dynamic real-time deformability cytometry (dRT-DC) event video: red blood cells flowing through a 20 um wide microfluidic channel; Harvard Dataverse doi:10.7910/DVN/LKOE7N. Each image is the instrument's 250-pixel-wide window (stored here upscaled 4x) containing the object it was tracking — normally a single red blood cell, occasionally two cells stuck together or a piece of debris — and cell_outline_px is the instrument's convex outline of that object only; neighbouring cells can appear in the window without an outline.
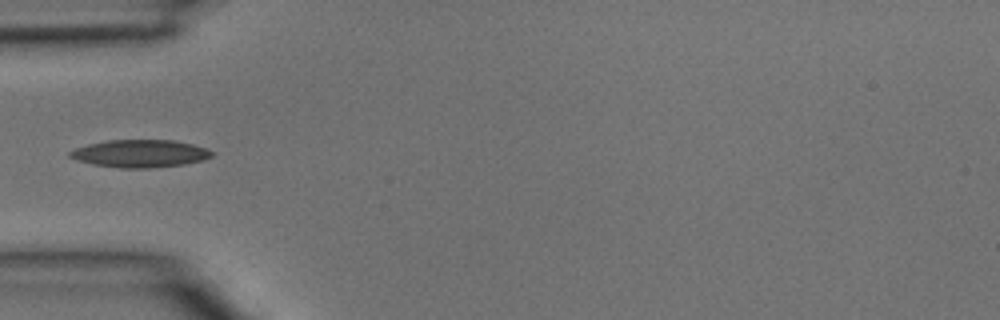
{"species": "common noctule bat (a hibernating species)", "species_latin": "Nyctalus noctula", "temperature_condition": "room temperature", "stored_images_in_passage": 4, "camera_frame_rate_fps": 3000, "um_per_image_px": 0.085, "animal": {"sex": "male", "body_mass_g": 15.6}, "frame": {"image": 1, "passage_image": 4, "time_ms": 1.0, "image_size_px": [1000, 320], "cell_outline_px": [[212, 156], [204, 160], [184, 164], [148, 168], [120, 168], [92, 164], [76, 160], [68, 156], [68, 152], [76, 148], [88, 144], [108, 140], [172, 140], [192, 144], [208, 148], [212, 152]], "centroid_in_image_um": [11.89, 13.05], "position_along_channel_um": 73.1, "area_um2": 22.83}}